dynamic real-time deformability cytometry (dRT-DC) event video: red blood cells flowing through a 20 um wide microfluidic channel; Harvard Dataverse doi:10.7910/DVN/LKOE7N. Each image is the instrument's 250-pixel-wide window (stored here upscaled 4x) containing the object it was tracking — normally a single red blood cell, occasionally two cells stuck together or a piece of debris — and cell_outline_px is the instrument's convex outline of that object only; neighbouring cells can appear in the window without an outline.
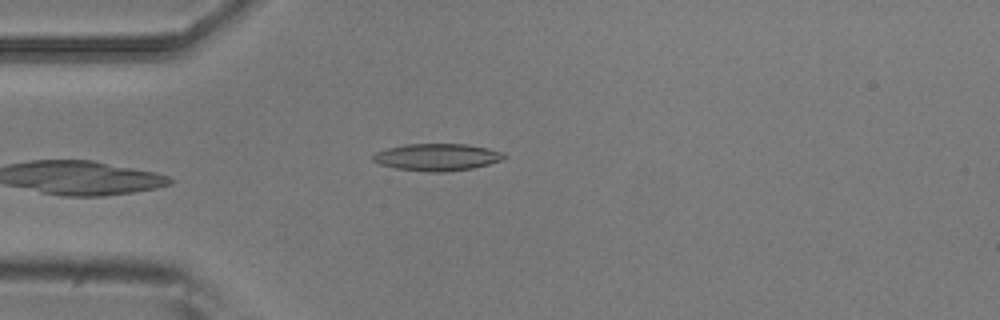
{"species": "common noctule bat (a hibernating species)", "species_latin": "Nyctalus noctula", "temperature_condition": "room temperature", "stored_images_in_passage": 5, "camera_frame_rate_fps": 3000, "um_per_image_px": 0.085, "animal": {"sex": "male", "body_mass_g": 20.5, "forearm_length_mm": 52.5}, "frame": {"image": 1, "passage_image": 4, "time_ms": 1.0, "image_size_px": [1000, 320], "cell_outline_px": [[508, 156], [504, 160], [472, 168], [444, 172], [428, 172], [396, 168], [380, 164], [372, 160], [372, 156], [376, 152], [388, 148], [404, 144], [468, 144], [488, 148], [504, 152]], "centroid_in_image_um": [37.19, 13.35], "position_along_channel_um": 47.8, "area_um2": 20.81}}